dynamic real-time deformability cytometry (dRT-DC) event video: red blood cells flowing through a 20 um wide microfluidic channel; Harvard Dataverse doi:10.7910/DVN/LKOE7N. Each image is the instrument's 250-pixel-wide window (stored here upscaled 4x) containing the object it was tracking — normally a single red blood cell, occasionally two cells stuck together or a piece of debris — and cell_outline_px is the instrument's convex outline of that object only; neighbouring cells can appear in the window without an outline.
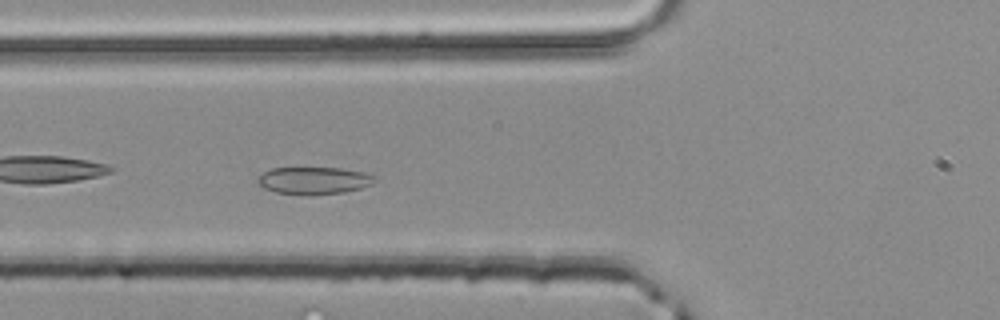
{"species": "common noctule bat (a hibernating species)", "species_latin": "Nyctalus noctula", "temperature_condition": "room temperature", "stored_images_in_passage": 39, "camera_frame_rate_fps": 3000, "um_per_image_px": 0.085, "animal": {"sex": "male", "body_mass_g": 20.4}, "frame": {"image": 1, "passage_image": 7, "time_ms": 2.0, "image_size_px": [1000, 320], "cell_outline_px": [[376, 180], [372, 184], [360, 188], [344, 192], [312, 196], [308, 196], [276, 192], [264, 188], [256, 184], [256, 180], [264, 172], [272, 168], [340, 168], [364, 172], [376, 176]], "centroid_in_image_um": [26.68, 15.36], "position_along_channel_um": 99.1, "area_um2": 18.84}}
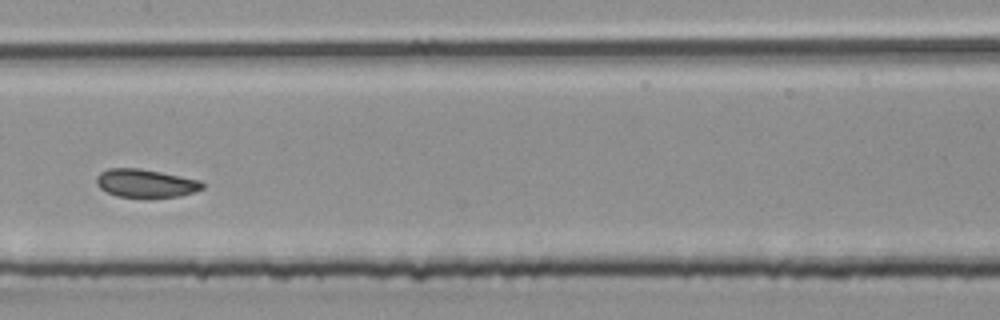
{"frame": {"image": 2, "passage_image": 14, "time_ms": 4.333, "image_size_px": [1000, 320], "cell_outline_px": [[204, 188], [180, 196], [116, 196], [100, 188], [96, 184], [96, 176], [100, 172], [108, 168], [140, 168], [200, 180], [204, 184]], "centroid_in_image_um": [12.35, 15.55], "position_along_channel_um": 195.1, "area_um2": 17.11}}
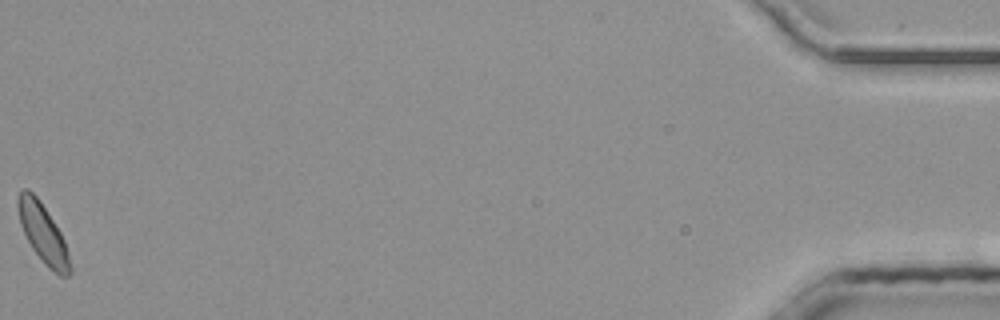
{"frame": {"image": 3, "passage_image": 39, "time_ms": 12.667, "image_size_px": [1000, 320], "cell_outline_px": [[72, 272], [68, 276], [60, 276], [48, 268], [44, 264], [32, 248], [20, 224], [16, 204], [16, 200], [20, 188], [28, 188], [40, 200], [60, 232], [64, 240], [72, 268]], "centroid_in_image_um": [3.63, 19.82], "position_along_channel_um": 431.6, "area_um2": 17.98}, "authors_computed_cell_mechanics": {"area_um2": 17.5712, "velocity_mm_per_s": 4.1022, "shape_relaxation_time_tau1_ms": 3.1291, "shape_relaxation_time_tau2_ms": 1.4144, "deformation_change_tau1": 0.0659, "deformation_change_tau2": 0.0559}}